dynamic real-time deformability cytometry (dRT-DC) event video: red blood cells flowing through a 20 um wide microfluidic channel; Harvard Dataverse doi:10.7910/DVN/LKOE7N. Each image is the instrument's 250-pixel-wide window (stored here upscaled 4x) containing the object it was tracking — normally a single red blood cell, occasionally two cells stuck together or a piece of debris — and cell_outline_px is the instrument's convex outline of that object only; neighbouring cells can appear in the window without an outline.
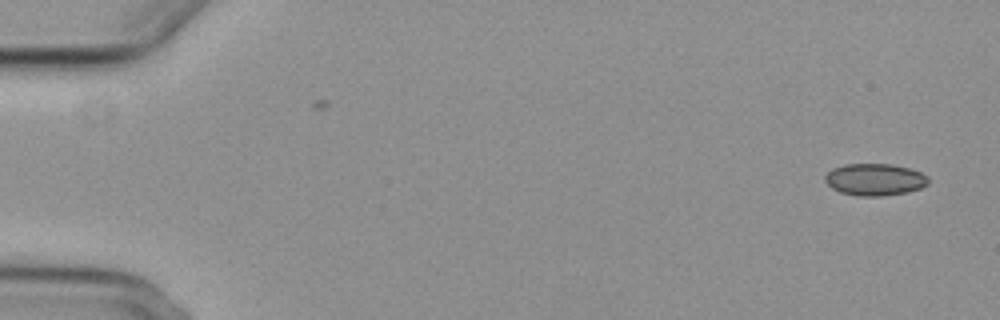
{"species": "common noctule bat (a hibernating species)", "species_latin": "Nyctalus noctula", "temperature_condition": "cold", "stored_images_in_passage": 2, "camera_frame_rate_fps": 3000, "um_per_image_px": 0.085, "animal": {"sex": "female", "body_mass_g": 29.2, "forearm_length_mm": 56.3}, "frame": {"image": 1, "passage_image": 2, "time_ms": 1.0, "image_size_px": [1000, 320], "cell_outline_px": [[928, 184], [920, 188], [908, 192], [880, 196], [860, 196], [840, 192], [832, 188], [824, 180], [824, 176], [832, 168], [844, 164], [892, 164], [908, 168], [920, 172], [928, 176]], "centroid_in_image_um": [74.35, 15.26], "position_along_channel_um": 10.7, "area_um2": 19.25}}